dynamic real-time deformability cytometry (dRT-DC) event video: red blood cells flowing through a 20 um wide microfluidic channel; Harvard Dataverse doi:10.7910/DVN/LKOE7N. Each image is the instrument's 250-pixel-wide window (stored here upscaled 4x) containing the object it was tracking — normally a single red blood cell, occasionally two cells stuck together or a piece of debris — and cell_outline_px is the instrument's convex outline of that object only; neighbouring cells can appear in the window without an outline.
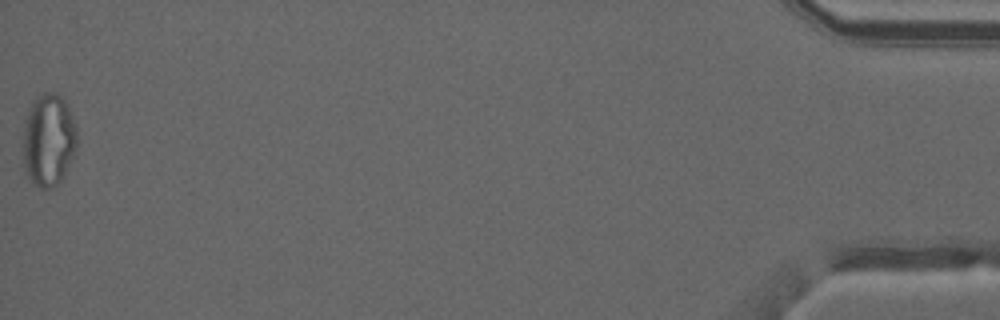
{"species": "common noctule bat (a hibernating species)", "species_latin": "Nyctalus noctula", "temperature_condition": "warm", "stored_images_in_passage": 49, "camera_frame_rate_fps": 3000, "um_per_image_px": 0.085, "animal": {"sex": "male", "forearm_length_mm": 52.5}, "frame": {"image": 1, "passage_image": 49, "time_ms": 16.0, "image_size_px": [1000, 320], "cell_outline_px": [[76, 148], [60, 180], [52, 188], [40, 188], [32, 184], [24, 168], [24, 120], [28, 108], [32, 100], [36, 96], [44, 92], [56, 92], [68, 104], [76, 128]], "centroid_in_image_um": [4.1, 11.85], "position_along_channel_um": 431.1, "area_um2": 29.07}, "authors_computed_cell_mechanics": {"area_um2": 25.8944, "velocity_mm_per_s": 4.1575, "shape_relaxation_time_tau1_ms": null, "shape_relaxation_time_tau2_ms": 1.8396, "deformation_change_tau1": null, "deformation_change_tau2": 0.0847}}